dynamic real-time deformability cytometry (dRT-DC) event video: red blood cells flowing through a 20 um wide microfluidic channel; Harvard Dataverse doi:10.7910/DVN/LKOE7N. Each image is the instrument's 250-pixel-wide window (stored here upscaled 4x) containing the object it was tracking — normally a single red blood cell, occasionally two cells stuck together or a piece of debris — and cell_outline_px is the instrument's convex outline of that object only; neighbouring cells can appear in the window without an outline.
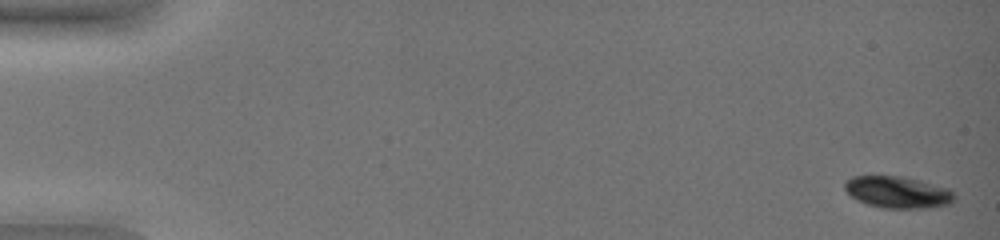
{"species": "common noctule bat (a hibernating species)", "species_latin": "Nyctalus noctula", "temperature_condition": "warm", "stored_images_in_passage": 14, "camera_frame_rate_fps": 3000, "um_per_image_px": 0.085, "animal": {"sex": "female", "body_mass_g": 19.0, "forearm_length_mm": 51.5}, "frame": {"image": 1, "passage_image": 1, "time_ms": 0.0, "image_size_px": [1000, 240], "cell_outline_px": [[956, 200], [948, 204], [928, 208], [880, 208], [856, 200], [844, 188], [844, 184], [852, 176], [904, 176], [920, 180], [948, 188], [952, 192]], "centroid_in_image_um": [76.31, 16.34], "position_along_channel_um": 8.7, "area_um2": 20.29}}
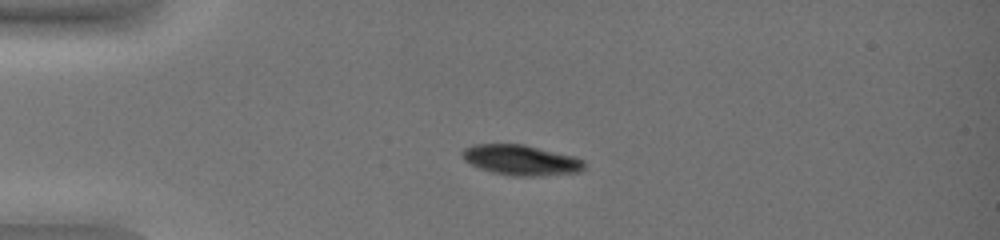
{"frame": {"image": 2, "passage_image": 8, "time_ms": 2.333, "image_size_px": [1000, 240], "cell_outline_px": [[584, 168], [580, 172], [540, 176], [508, 176], [492, 172], [480, 168], [464, 160], [460, 156], [460, 152], [464, 148], [472, 144], [524, 144], [576, 156], [584, 160]], "centroid_in_image_um": [44.28, 13.6], "position_along_channel_um": 40.7, "area_um2": 21.91}}
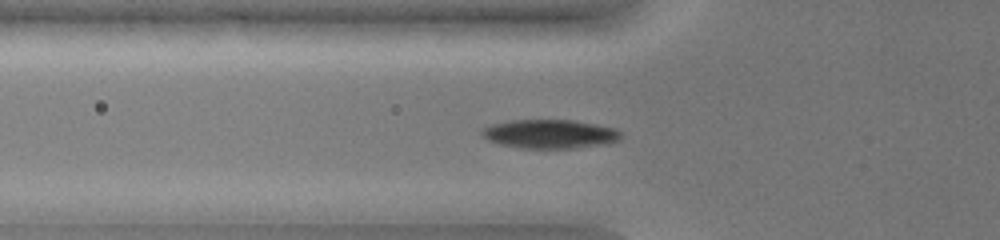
{"frame": {"image": 3, "passage_image": 13, "time_ms": 4.0, "image_size_px": [1000, 240], "cell_outline_px": [[620, 140], [608, 144], [576, 148], [520, 148], [500, 144], [488, 140], [480, 132], [484, 128], [492, 124], [508, 120], [572, 120], [596, 124], [616, 128], [620, 132]], "centroid_in_image_um": [46.76, 11.39], "position_along_channel_um": 79.0, "area_um2": 23.47}}